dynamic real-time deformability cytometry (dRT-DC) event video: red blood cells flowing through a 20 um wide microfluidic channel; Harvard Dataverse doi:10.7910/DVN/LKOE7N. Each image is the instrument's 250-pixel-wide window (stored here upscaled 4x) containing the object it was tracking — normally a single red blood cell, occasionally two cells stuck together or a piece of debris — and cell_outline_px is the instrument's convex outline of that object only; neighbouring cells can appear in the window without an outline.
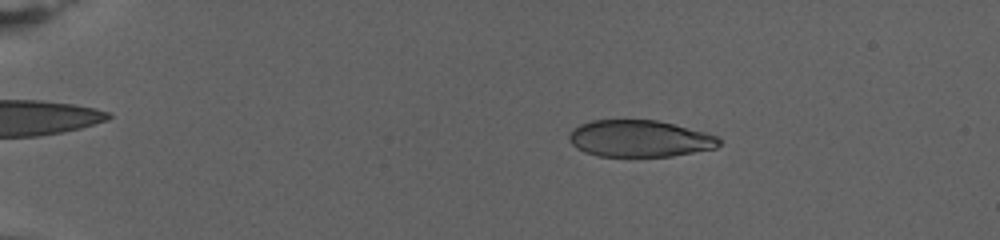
{"species": "human", "species_latin": "Homo sapiens", "temperature_condition": "warm", "stored_images_in_passage": 78, "camera_frame_rate_fps": 3000, "um_per_image_px": 0.085, "donor": {"sex": "female"}, "frame": {"image": 1, "passage_image": 15, "time_ms": 4.667, "image_size_px": [1000, 240], "cell_outline_px": [[720, 144], [716, 148], [672, 156], [596, 156], [584, 152], [576, 148], [572, 144], [568, 136], [572, 128], [580, 124], [592, 120], [656, 120], [704, 132], [716, 136], [720, 140]], "centroid_in_image_um": [54.32, 11.78], "position_along_channel_um": 30.7, "area_um2": 32.02}}
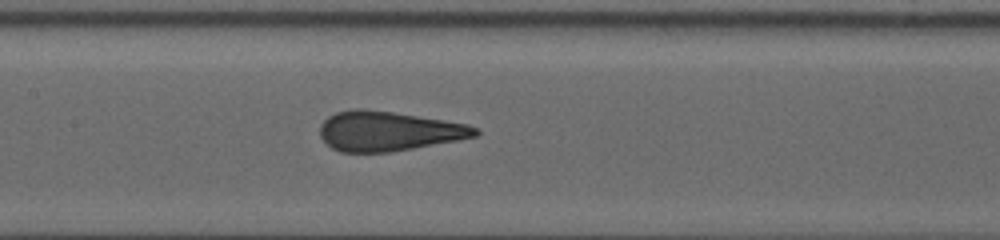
{"frame": {"image": 2, "passage_image": 41, "time_ms": 13.333, "image_size_px": [1000, 240], "cell_outline_px": [[480, 132], [476, 136], [456, 140], [392, 152], [340, 152], [332, 148], [320, 136], [320, 124], [328, 116], [336, 112], [356, 108], [364, 108], [392, 112], [444, 120], [468, 124], [476, 128]], "centroid_in_image_um": [32.98, 11.14], "position_along_channel_um": 174.4, "area_um2": 35.72}}
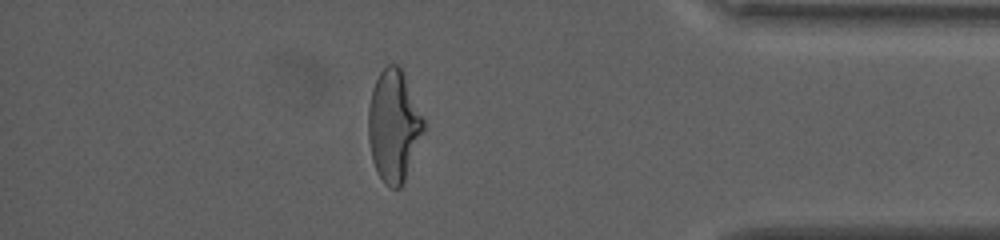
{"frame": {"image": 3, "passage_image": 69, "time_ms": 22.667, "image_size_px": [1000, 240], "cell_outline_px": [[424, 128], [404, 180], [400, 188], [392, 188], [384, 184], [376, 172], [372, 160], [368, 140], [368, 108], [372, 88], [380, 72], [388, 64], [400, 64], [404, 72], [424, 120]], "centroid_in_image_um": [33.43, 10.67], "position_along_channel_um": 401.8, "area_um2": 35.84}}